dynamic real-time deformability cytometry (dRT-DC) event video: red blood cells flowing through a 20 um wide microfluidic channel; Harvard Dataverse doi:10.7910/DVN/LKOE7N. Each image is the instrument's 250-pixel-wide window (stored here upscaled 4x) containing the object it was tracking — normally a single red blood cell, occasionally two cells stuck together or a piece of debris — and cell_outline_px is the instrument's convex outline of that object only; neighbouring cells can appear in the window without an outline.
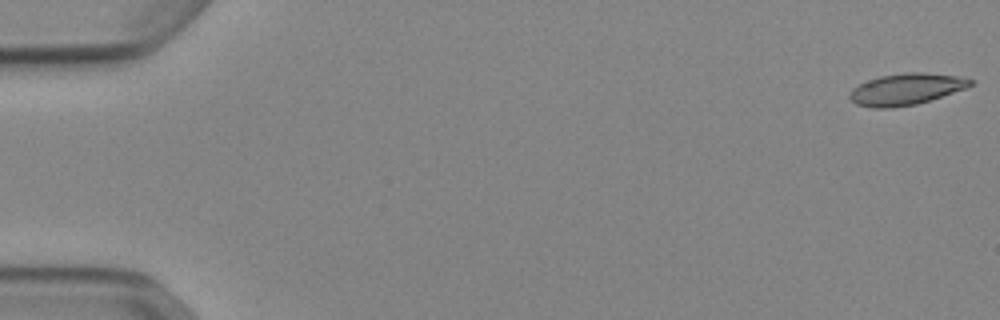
{"species": "Egyptian fruit bat (a non-hibernating species)", "species_latin": "Rousettus aegyptiacus", "temperature_condition": "cold", "stored_images_in_passage": 53, "camera_frame_rate_fps": 3000, "um_per_image_px": 0.085, "animal": {"sex": "female"}, "frame": {"image": 1, "passage_image": 1, "time_ms": 0.0, "image_size_px": [1000, 320], "cell_outline_px": [[976, 80], [972, 84], [964, 88], [916, 104], [892, 108], [872, 108], [856, 104], [848, 96], [852, 88], [868, 80], [880, 76], [904, 72], [920, 72], [960, 76]], "centroid_in_image_um": [76.99, 7.57], "position_along_channel_um": 8.0, "area_um2": 21.96}}
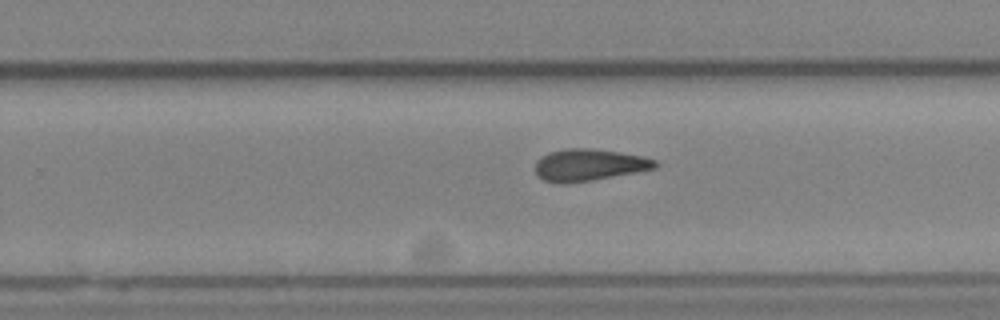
{"frame": {"image": 2, "passage_image": 34, "time_ms": 11.0, "image_size_px": [1000, 320], "cell_outline_px": [[660, 164], [656, 168], [636, 172], [592, 180], [564, 184], [560, 184], [544, 180], [536, 176], [536, 160], [548, 152], [564, 148], [588, 148], [644, 156], [656, 160]], "centroid_in_image_um": [50.05, 14.02], "position_along_channel_um": 279.8, "area_um2": 22.37}}
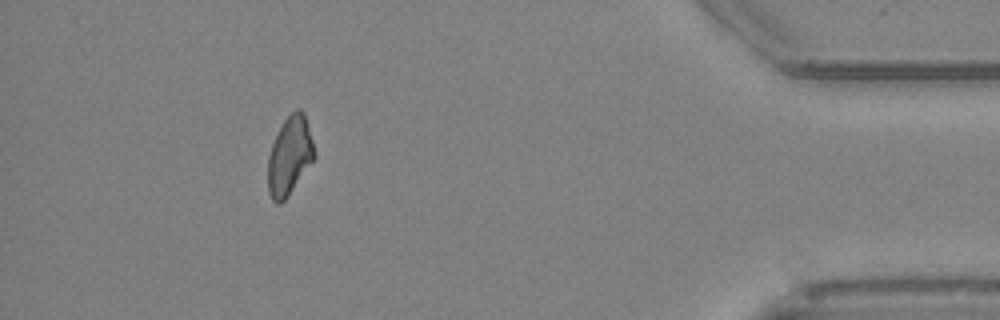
{"frame": {"image": 3, "passage_image": 48, "time_ms": 15.667, "image_size_px": [1000, 320], "cell_outline_px": [[316, 156], [288, 196], [280, 204], [276, 204], [272, 200], [268, 192], [268, 156], [272, 144], [284, 120], [296, 108], [300, 108], [304, 112], [308, 124]], "centroid_in_image_um": [24.62, 13.25], "position_along_channel_um": 410.6, "area_um2": 21.1}, "authors_computed_cell_mechanics": {"area_um2": 22.0796, "velocity_mm_per_s": 3.8946, "shape_relaxation_time_tau1_ms": null, "shape_relaxation_time_tau2_ms": 4.7223, "deformation_change_tau1": null, "deformation_change_tau2": 0.1247}}